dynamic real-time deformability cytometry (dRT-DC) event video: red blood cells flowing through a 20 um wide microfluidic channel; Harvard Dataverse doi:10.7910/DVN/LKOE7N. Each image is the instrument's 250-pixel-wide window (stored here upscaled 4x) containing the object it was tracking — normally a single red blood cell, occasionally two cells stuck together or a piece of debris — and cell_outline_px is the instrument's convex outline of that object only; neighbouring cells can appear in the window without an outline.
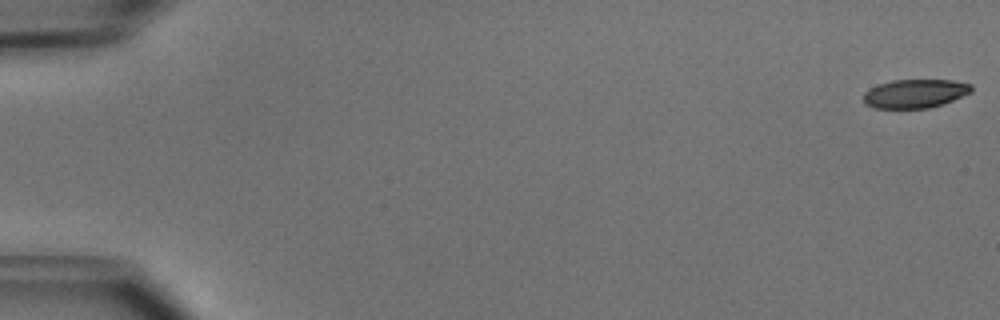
{"species": "common noctule bat (a hibernating species)", "species_latin": "Nyctalus noctula", "temperature_condition": "cold", "stored_images_in_passage": 46, "camera_frame_rate_fps": 3000, "um_per_image_px": 0.085, "animal": {"sex": "male", "body_mass_g": 15.6}, "frame": {"image": 1, "passage_image": 1, "time_ms": 0.0, "image_size_px": [1000, 320], "cell_outline_px": [[972, 92], [944, 104], [928, 108], [876, 108], [864, 104], [864, 92], [880, 84], [892, 80], [952, 80], [972, 84]], "centroid_in_image_um": [77.81, 7.96], "position_along_channel_um": 7.2, "area_um2": 18.03}}
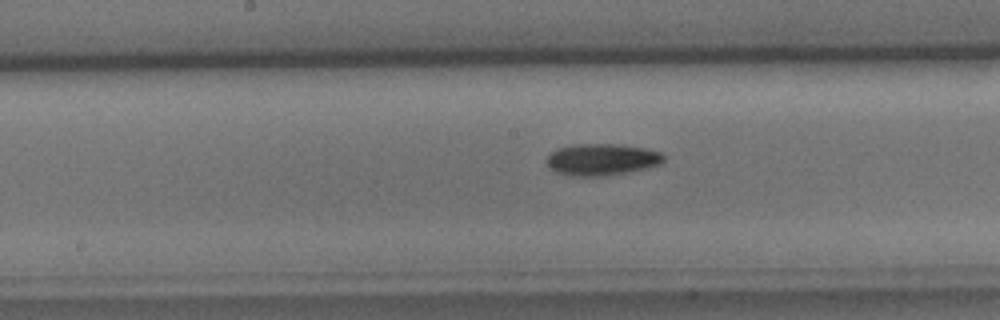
{"frame": {"image": 2, "passage_image": 27, "time_ms": 8.667, "image_size_px": [1000, 320], "cell_outline_px": [[664, 160], [660, 164], [644, 168], [624, 172], [600, 176], [572, 176], [556, 172], [548, 168], [548, 156], [556, 148], [572, 144], [616, 144], [644, 148], [660, 152], [664, 156]], "centroid_in_image_um": [51.11, 13.55], "position_along_channel_um": 197.1, "area_um2": 21.39}}
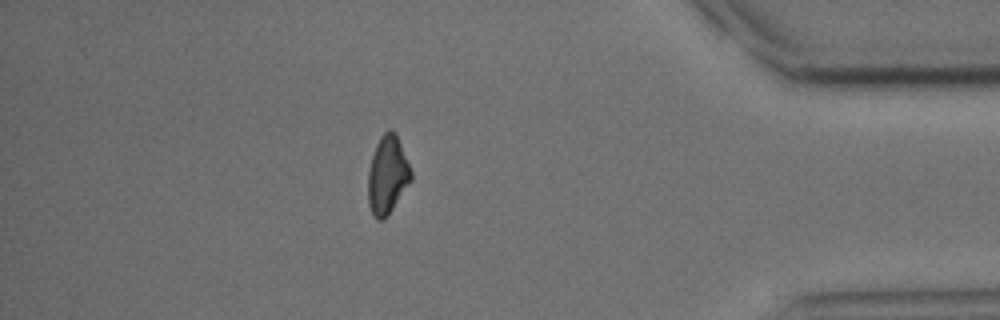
{"frame": {"image": 3, "passage_image": 45, "time_ms": 14.667, "image_size_px": [1000, 320], "cell_outline_px": [[412, 180], [384, 220], [376, 220], [372, 216], [368, 204], [368, 172], [372, 156], [376, 144], [380, 136], [388, 128], [392, 128], [396, 132], [412, 172]], "centroid_in_image_um": [32.92, 14.87], "position_along_channel_um": 402.3, "area_um2": 19.77}}